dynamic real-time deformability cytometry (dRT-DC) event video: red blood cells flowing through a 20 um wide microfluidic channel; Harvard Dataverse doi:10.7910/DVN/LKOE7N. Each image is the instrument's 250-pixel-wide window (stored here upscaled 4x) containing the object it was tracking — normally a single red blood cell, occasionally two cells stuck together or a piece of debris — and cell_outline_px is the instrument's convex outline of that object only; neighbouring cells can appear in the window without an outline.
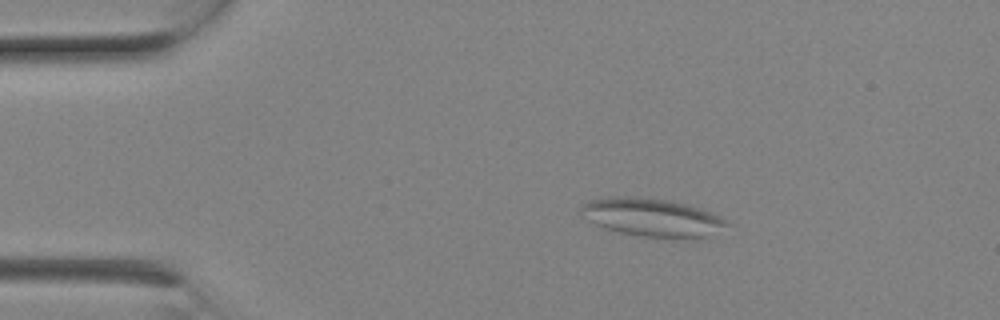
{"species": "Egyptian fruit bat (a non-hibernating species)", "species_latin": "Rousettus aegyptiacus", "temperature_condition": "room temperature", "stored_images_in_passage": 7, "camera_frame_rate_fps": 3000, "um_per_image_px": 0.085, "animal": {"sex": "female"}, "frame": {"image": 1, "passage_image": 1, "time_ms": 0.0, "image_size_px": [1000, 320], "cell_outline_px": [[728, 224], [704, 236], [640, 236], [620, 232], [604, 228], [580, 216], [580, 208], [588, 200], [612, 196], [632, 196], [668, 200], [688, 204], [712, 212], [720, 216]], "centroid_in_image_um": [55.3, 18.43], "position_along_channel_um": 29.7, "area_um2": 31.62}}
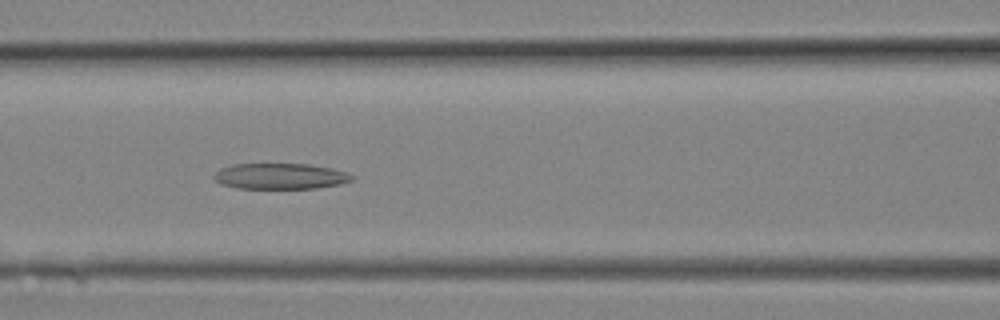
{"frame": {"image": 2, "passage_image": 6, "time_ms": 1.667, "image_size_px": [1000, 320], "cell_outline_px": [[356, 176], [352, 180], [340, 184], [316, 188], [240, 188], [220, 184], [212, 176], [220, 168], [232, 164], [308, 164], [332, 168], [348, 172]], "centroid_in_image_um": [23.85, 14.97], "position_along_channel_um": 142.8, "area_um2": 20.81}}
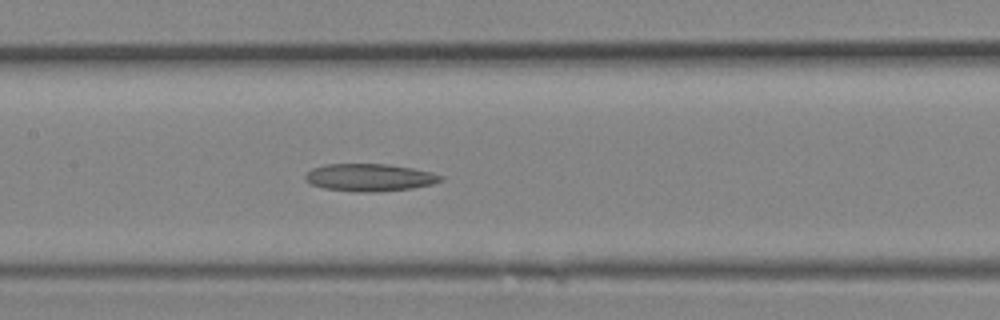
{"frame": {"image": 3, "passage_image": 7, "time_ms": 2.0, "image_size_px": [1000, 320], "cell_outline_px": [[444, 180], [432, 184], [412, 188], [380, 192], [352, 192], [324, 188], [312, 184], [304, 180], [304, 176], [312, 168], [324, 164], [388, 164], [412, 168], [432, 172], [444, 176]], "centroid_in_image_um": [31.42, 15.09], "position_along_channel_um": 176.0, "area_um2": 21.91}}